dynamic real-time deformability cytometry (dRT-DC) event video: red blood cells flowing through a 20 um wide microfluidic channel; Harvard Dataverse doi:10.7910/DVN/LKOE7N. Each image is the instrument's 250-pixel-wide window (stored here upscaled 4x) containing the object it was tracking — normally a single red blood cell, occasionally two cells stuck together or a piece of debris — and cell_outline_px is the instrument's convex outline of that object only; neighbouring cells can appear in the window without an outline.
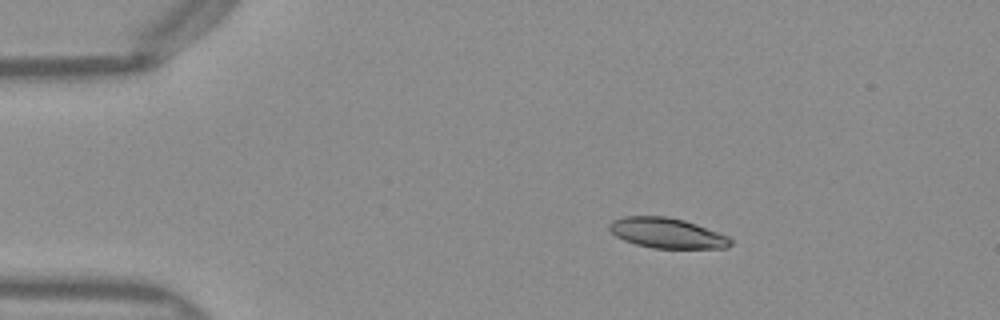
{"species": "Egyptian fruit bat (a non-hibernating species)", "species_latin": "Rousettus aegyptiacus", "temperature_condition": "warm", "stored_images_in_passage": 43, "camera_frame_rate_fps": 3000, "um_per_image_px": 0.085, "frame": {"image": 1, "passage_image": 1, "time_ms": 0.0, "image_size_px": [1000, 320], "cell_outline_px": [[732, 244], [728, 248], [652, 248], [636, 244], [624, 240], [616, 236], [608, 228], [608, 224], [612, 220], [624, 216], [664, 216], [684, 220], [696, 224], [728, 236], [732, 240]], "centroid_in_image_um": [56.68, 19.81], "position_along_channel_um": 28.3, "area_um2": 21.33}}
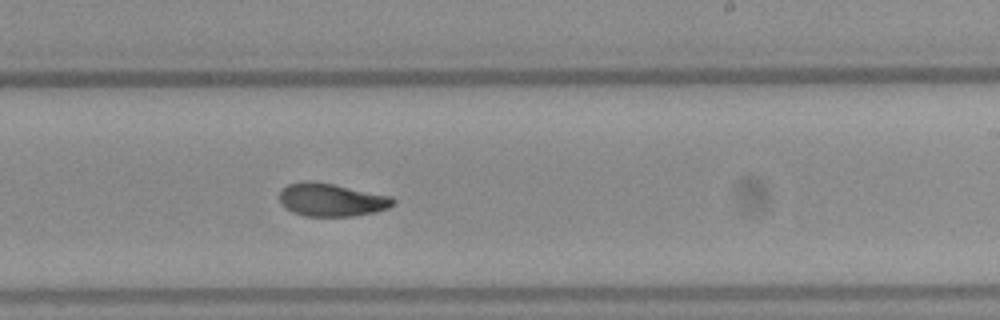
{"frame": {"image": 2, "passage_image": 23, "time_ms": 7.333, "image_size_px": [1000, 320], "cell_outline_px": [[396, 204], [388, 208], [376, 212], [352, 216], [304, 216], [292, 212], [284, 208], [280, 204], [280, 192], [288, 184], [332, 184], [392, 196], [396, 200]], "centroid_in_image_um": [28.24, 17.04], "position_along_channel_um": 260.8, "area_um2": 21.33}}
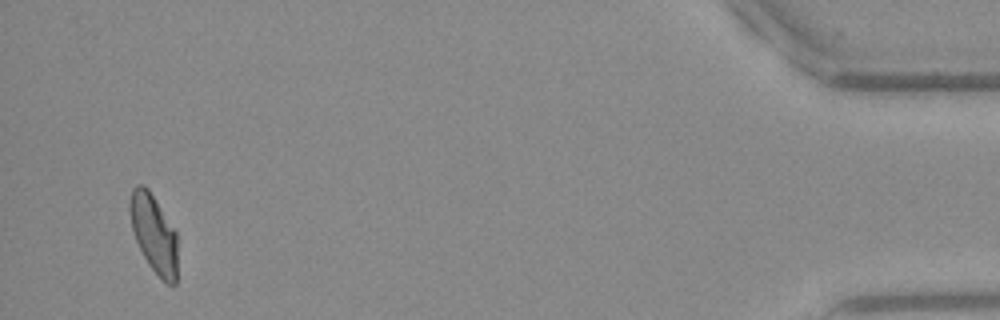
{"frame": {"image": 3, "passage_image": 41, "time_ms": 13.333, "image_size_px": [1000, 320], "cell_outline_px": [[176, 284], [168, 284], [148, 264], [136, 240], [132, 228], [128, 208], [128, 204], [132, 188], [136, 184], [144, 184], [148, 188], [176, 232]], "centroid_in_image_um": [13.04, 19.8], "position_along_channel_um": 422.2, "area_um2": 21.39}, "authors_computed_cell_mechanics": {"area_um2": 22.1374, "velocity_mm_per_s": 4.0098, "shape_relaxation_time_tau1_ms": 7.3796, "shape_relaxation_time_tau2_ms": 2.8893, "deformation_change_tau1": 0.2285, "deformation_change_tau2": 0.0612}}